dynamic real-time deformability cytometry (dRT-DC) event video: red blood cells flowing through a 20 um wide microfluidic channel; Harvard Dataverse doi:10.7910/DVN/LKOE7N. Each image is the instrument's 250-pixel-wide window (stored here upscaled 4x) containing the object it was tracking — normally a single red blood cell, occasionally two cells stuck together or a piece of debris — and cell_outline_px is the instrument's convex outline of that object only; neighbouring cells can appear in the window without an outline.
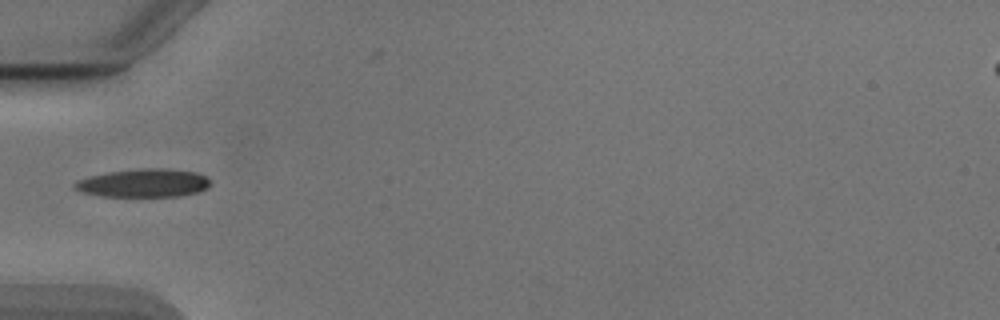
{"species": "Egyptian fruit bat (a non-hibernating species)", "species_latin": "Rousettus aegyptiacus", "temperature_condition": "cold", "stored_images_in_passage": 36, "camera_frame_rate_fps": 3000, "um_per_image_px": 0.085, "animal": {"sex": "male"}, "frame": {"image": 1, "passage_image": 1, "time_ms": 0.0, "image_size_px": [1000, 320], "cell_outline_px": [[212, 184], [208, 188], [200, 192], [180, 196], [100, 196], [80, 192], [72, 188], [72, 184], [76, 180], [88, 176], [108, 172], [140, 168], [168, 168], [196, 172], [212, 180]], "centroid_in_image_um": [12.2, 15.55], "position_along_channel_um": 72.8, "area_um2": 22.83}}
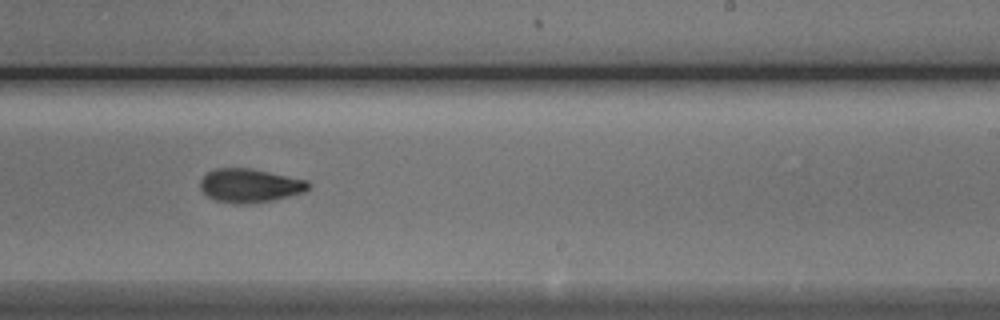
{"frame": {"image": 2, "passage_image": 16, "time_ms": 5.0, "image_size_px": [1000, 320], "cell_outline_px": [[312, 184], [304, 192], [272, 200], [244, 204], [236, 204], [216, 200], [208, 196], [200, 188], [200, 180], [208, 172], [216, 168], [252, 168], [308, 180]], "centroid_in_image_um": [21.25, 15.76], "position_along_channel_um": 267.7, "area_um2": 21.21}}
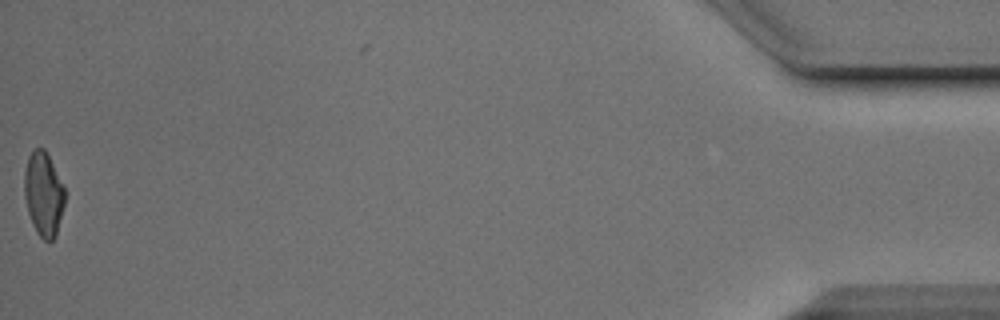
{"frame": {"image": 3, "passage_image": 36, "time_ms": 11.667, "image_size_px": [1000, 320], "cell_outline_px": [[64, 204], [56, 236], [52, 240], [44, 240], [36, 232], [32, 224], [28, 212], [24, 196], [24, 172], [28, 156], [36, 148], [44, 148], [64, 188]], "centroid_in_image_um": [3.68, 16.51], "position_along_channel_um": 431.5, "area_um2": 19.54}, "authors_computed_cell_mechanics": {"area_um2": 21.1259, "velocity_mm_per_s": 3.9017, "shape_relaxation_time_tau1_ms": 3.1923, "shape_relaxation_time_tau2_ms": 3.4787, "deformation_change_tau1": 0.1335, "deformation_change_tau2": 0.1004}}